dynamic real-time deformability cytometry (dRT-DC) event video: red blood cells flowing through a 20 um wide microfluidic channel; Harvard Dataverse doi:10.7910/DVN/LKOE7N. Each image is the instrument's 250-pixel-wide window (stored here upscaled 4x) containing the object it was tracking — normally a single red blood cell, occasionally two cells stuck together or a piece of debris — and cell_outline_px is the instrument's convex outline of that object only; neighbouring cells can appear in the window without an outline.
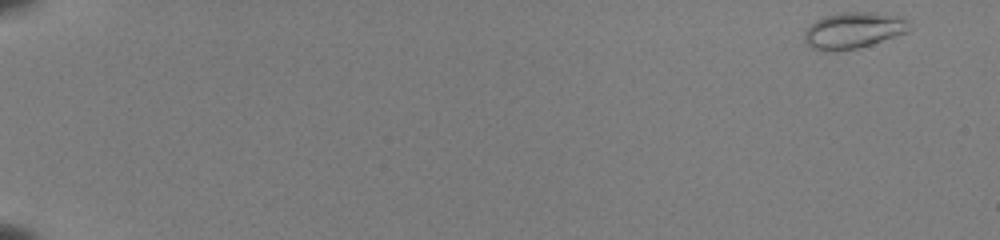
{"species": "common noctule bat (a hibernating species)", "species_latin": "Nyctalus noctula", "temperature_condition": "room temperature", "stored_images_in_passage": 17, "camera_frame_rate_fps": 3000, "um_per_image_px": 0.085, "animal": {"sex": "female", "body_mass_g": 22.0, "forearm_length_mm": 56.7}, "frame": {"image": 1, "passage_image": 1, "time_ms": 0.0, "image_size_px": [1000, 240], "cell_outline_px": [[908, 32], [872, 44], [856, 48], [836, 52], [824, 52], [812, 48], [804, 40], [804, 32], [816, 20], [824, 16], [840, 12], [872, 12], [904, 16], [908, 20]], "centroid_in_image_um": [72.54, 2.58], "position_along_channel_um": 12.5, "area_um2": 22.37}}